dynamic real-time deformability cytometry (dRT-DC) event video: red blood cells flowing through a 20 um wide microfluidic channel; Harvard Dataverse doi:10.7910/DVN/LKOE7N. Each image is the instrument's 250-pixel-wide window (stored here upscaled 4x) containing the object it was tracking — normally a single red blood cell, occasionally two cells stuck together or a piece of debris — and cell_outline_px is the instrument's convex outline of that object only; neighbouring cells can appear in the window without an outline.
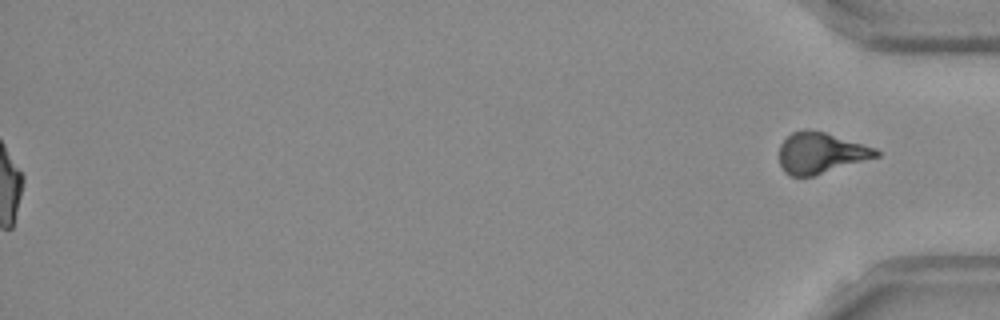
{"species": "Egyptian fruit bat (a non-hibernating species)", "species_latin": "Rousettus aegyptiacus", "temperature_condition": "room temperature", "stored_images_in_passage": 42, "segment_of_instrument_passage": [2, 2], "camera_frame_rate_fps": 3000, "um_per_image_px": 0.085, "frame": {"image": 1, "passage_image": 42, "time_ms": 13.667, "image_size_px": [1000, 320], "cell_outline_px": [[880, 156], [812, 176], [792, 176], [784, 172], [780, 164], [780, 144], [792, 132], [824, 132], [864, 144], [876, 148], [880, 152]], "centroid_in_image_um": [69.78, 13.03], "position_along_channel_um": 365.4, "area_um2": 22.54}}